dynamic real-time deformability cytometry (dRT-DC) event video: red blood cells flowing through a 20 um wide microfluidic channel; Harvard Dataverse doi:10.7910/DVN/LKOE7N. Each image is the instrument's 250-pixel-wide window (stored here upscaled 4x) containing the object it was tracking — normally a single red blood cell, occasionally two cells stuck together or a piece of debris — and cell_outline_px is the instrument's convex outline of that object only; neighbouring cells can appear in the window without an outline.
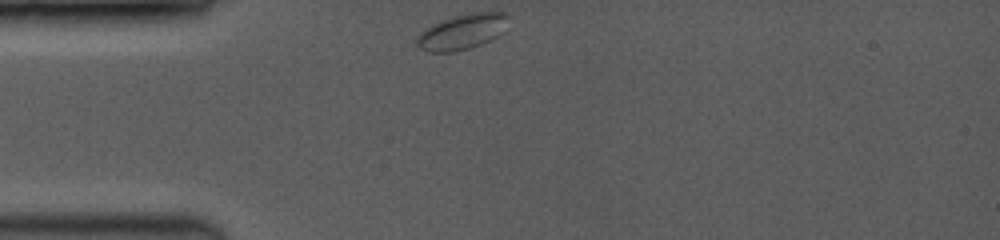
{"species": "common noctule bat (a hibernating species)", "species_latin": "Nyctalus noctula", "temperature_condition": "room temperature", "stored_images_in_passage": 38, "camera_frame_rate_fps": 3500, "um_per_image_px": 0.085, "animal": {"sex": "female", "body_mass_g": 19.0, "forearm_length_mm": 53.3}, "frame": {"image": 1, "passage_image": 1, "time_ms": 0.0, "image_size_px": [1000, 240], "cell_outline_px": [[508, 16], [504, 32], [480, 44], [468, 48], [452, 52], [428, 52], [420, 48], [416, 44], [416, 36], [424, 28], [440, 20], [456, 16], [476, 12], [508, 12]], "centroid_in_image_um": [39.25, 2.69], "position_along_channel_um": 45.8, "area_um2": 18.79}}
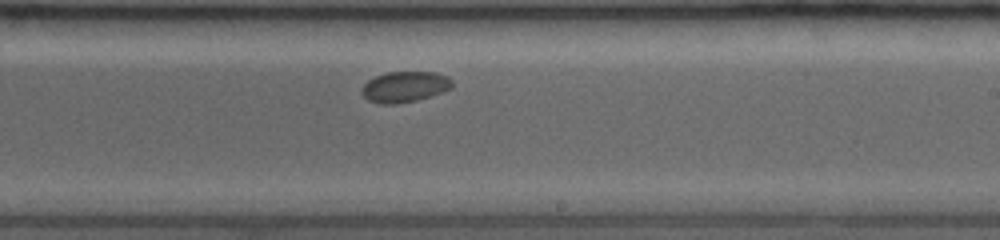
{"frame": {"image": 2, "passage_image": 22, "time_ms": 6.0, "image_size_px": [1000, 240], "cell_outline_px": [[452, 88], [416, 100], [396, 104], [380, 104], [368, 100], [360, 92], [364, 84], [368, 80], [376, 76], [388, 72], [436, 72], [448, 76], [452, 80]], "centroid_in_image_um": [34.39, 7.37], "position_along_channel_um": 254.6, "area_um2": 16.13}}
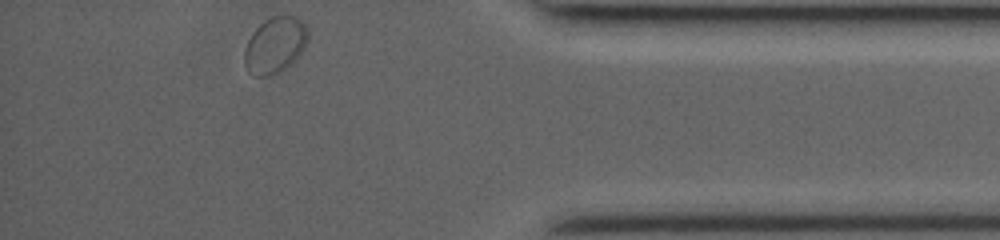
{"frame": {"image": 3, "passage_image": 38, "time_ms": 10.571, "image_size_px": [1000, 240], "cell_outline_px": [[308, 40], [304, 48], [296, 60], [292, 64], [276, 72], [264, 76], [256, 76], [248, 72], [244, 64], [244, 52], [248, 40], [252, 32], [264, 20], [272, 16], [292, 16], [300, 20], [304, 24], [308, 32]], "centroid_in_image_um": [23.37, 3.83], "position_along_channel_um": 411.8, "area_um2": 20.63}, "authors_computed_cell_mechanics": {"area_um2": 16.6464, "velocity_mm_per_s": 3.8053, "shape_relaxation_time_tau1_ms": 0.2824, "shape_relaxation_time_tau2_ms": null, "deformation_change_tau1": 0.0269, "deformation_change_tau2": null}}